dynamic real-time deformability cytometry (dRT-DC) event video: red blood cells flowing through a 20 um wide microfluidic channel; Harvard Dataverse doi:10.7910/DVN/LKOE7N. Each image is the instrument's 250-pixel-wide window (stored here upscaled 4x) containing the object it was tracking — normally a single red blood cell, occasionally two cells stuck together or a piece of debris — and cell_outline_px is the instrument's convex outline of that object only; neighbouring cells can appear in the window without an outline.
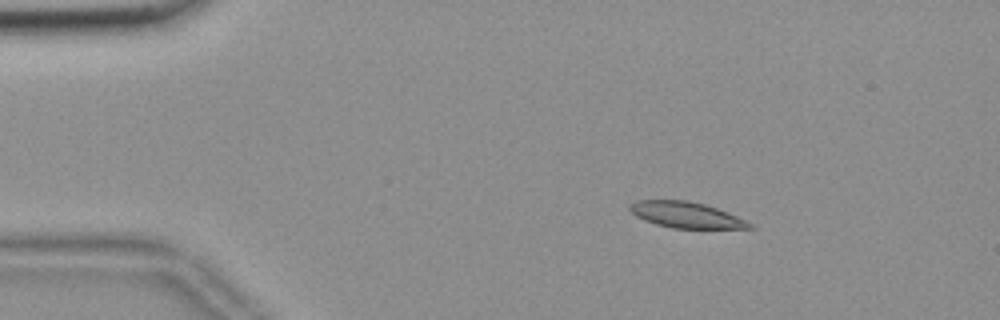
{"species": "common noctule bat (a hibernating species)", "species_latin": "Nyctalus noctula", "temperature_condition": "room temperature", "stored_images_in_passage": 48, "camera_frame_rate_fps": 3000, "um_per_image_px": 0.085, "animal": {"sex": "female", "body_mass_g": 18.4}, "frame": {"image": 1, "passage_image": 1, "time_ms": 0.0, "image_size_px": [1000, 320], "cell_outline_px": [[756, 228], [672, 228], [656, 224], [644, 220], [636, 216], [628, 208], [628, 204], [636, 200], [688, 200], [704, 204], [728, 212], [752, 224]], "centroid_in_image_um": [58.27, 18.26], "position_along_channel_um": 26.7, "area_um2": 18.03}}
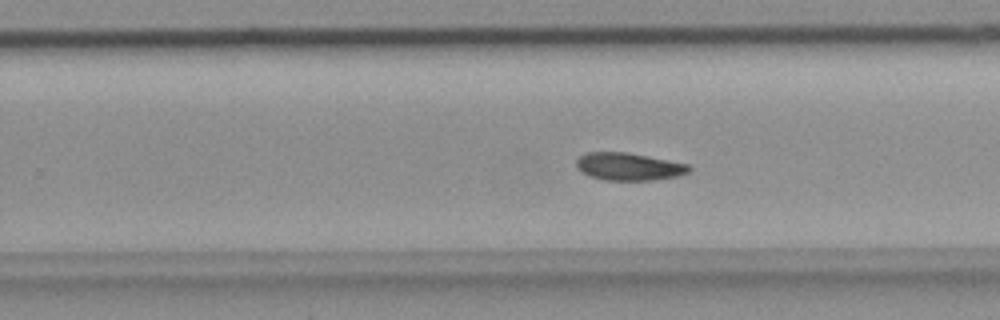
{"frame": {"image": 2, "passage_image": 27, "time_ms": 8.667, "image_size_px": [1000, 320], "cell_outline_px": [[692, 168], [688, 172], [680, 176], [652, 180], [604, 180], [588, 176], [576, 164], [576, 160], [584, 152], [628, 152], [688, 164]], "centroid_in_image_um": [53.46, 14.16], "position_along_channel_um": 276.3, "area_um2": 18.09}}
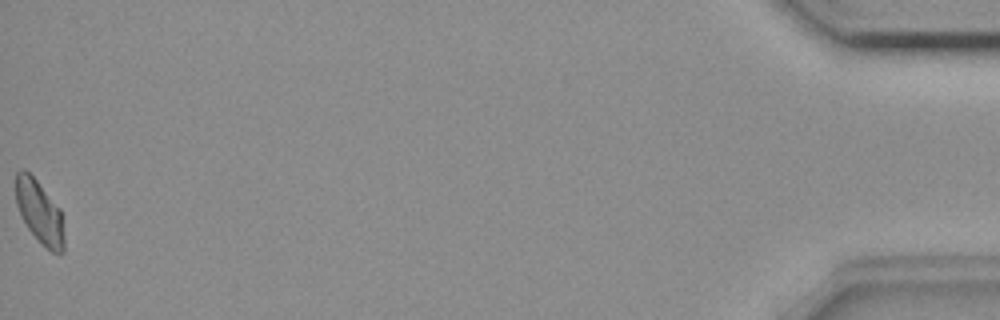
{"frame": {"image": 3, "passage_image": 48, "time_ms": 15.667, "image_size_px": [1000, 320], "cell_outline_px": [[64, 252], [52, 252], [28, 228], [16, 204], [16, 172], [20, 168], [24, 168], [36, 180], [60, 208], [64, 236]], "centroid_in_image_um": [3.36, 17.98], "position_along_channel_um": 431.8, "area_um2": 17.28}}